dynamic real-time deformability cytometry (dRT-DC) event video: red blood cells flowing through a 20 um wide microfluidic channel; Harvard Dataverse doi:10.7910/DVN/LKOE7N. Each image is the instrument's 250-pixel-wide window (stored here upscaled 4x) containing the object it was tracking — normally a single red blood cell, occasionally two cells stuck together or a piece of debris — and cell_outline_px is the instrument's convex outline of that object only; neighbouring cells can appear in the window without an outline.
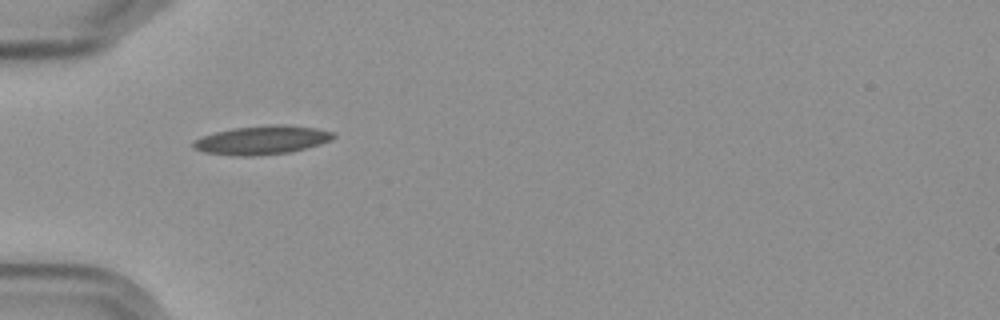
{"species": "Egyptian fruit bat (a non-hibernating species)", "species_latin": "Rousettus aegyptiacus", "temperature_condition": "cold", "stored_images_in_passage": 2, "camera_frame_rate_fps": 3000, "um_per_image_px": 0.085, "frame": {"image": 1, "passage_image": 1, "time_ms": 0.0, "image_size_px": [1000, 320], "cell_outline_px": [[336, 136], [320, 144], [288, 152], [252, 156], [240, 156], [204, 152], [196, 148], [192, 144], [192, 140], [200, 136], [232, 128], [268, 124], [288, 124], [316, 128], [332, 132]], "centroid_in_image_um": [22.23, 11.88], "position_along_channel_um": 62.8, "area_um2": 23.35}}
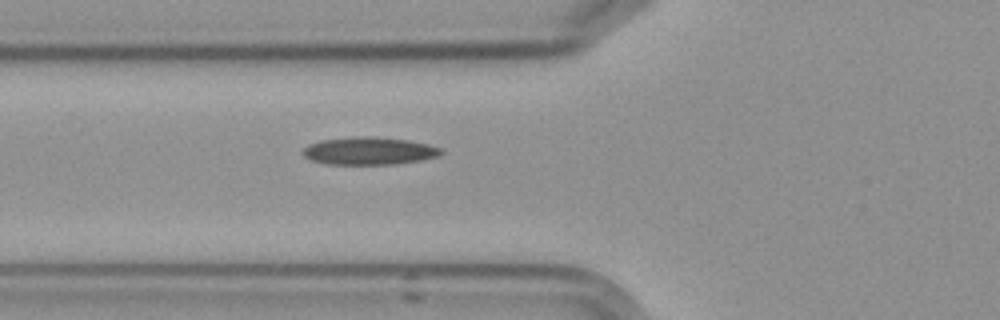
{"frame": {"image": 2, "passage_image": 2, "time_ms": 1.0, "image_size_px": [1000, 320], "cell_outline_px": [[444, 152], [440, 156], [424, 160], [396, 164], [324, 164], [312, 160], [304, 156], [300, 152], [308, 144], [320, 140], [356, 136], [376, 136], [408, 140], [428, 144], [440, 148]], "centroid_in_image_um": [31.38, 12.82], "position_along_channel_um": 94.4, "area_um2": 22.6}}